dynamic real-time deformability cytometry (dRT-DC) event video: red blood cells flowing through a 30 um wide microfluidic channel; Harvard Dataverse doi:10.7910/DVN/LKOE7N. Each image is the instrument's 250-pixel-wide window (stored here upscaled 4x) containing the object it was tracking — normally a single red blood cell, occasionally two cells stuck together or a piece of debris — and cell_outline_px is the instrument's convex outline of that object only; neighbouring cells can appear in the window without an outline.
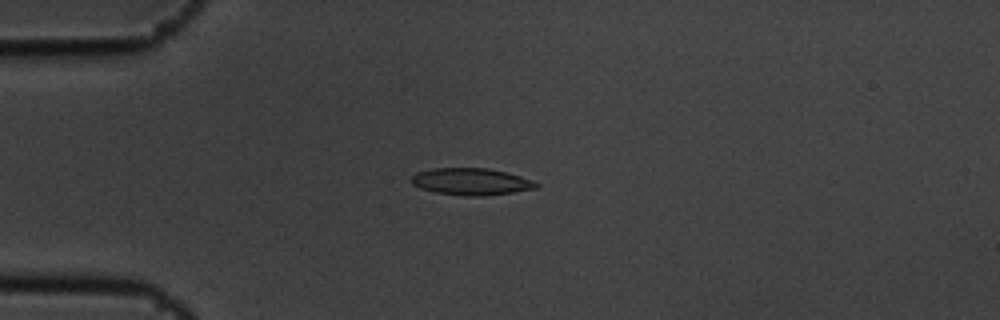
{"species": "common noctule bat (a hibernating species)", "species_latin": "Nyctalus noctula", "temperature_condition": "cold", "stored_images_in_passage": 9, "camera_frame_rate_fps": 3000, "um_per_image_px": 0.085, "animal": {"sex": "male", "body_mass_g": 19.5, "forearm_length_mm": 54.6}, "frame": {"image": 1, "passage_image": 3, "time_ms": 0.667, "image_size_px": [1000, 320], "cell_outline_px": [[540, 184], [536, 188], [512, 192], [484, 196], [464, 196], [436, 192], [420, 188], [412, 184], [408, 180], [416, 172], [432, 168], [488, 168], [508, 172], [532, 180]], "centroid_in_image_um": [40.02, 15.43], "position_along_channel_um": 45.0, "area_um2": 19.71}}
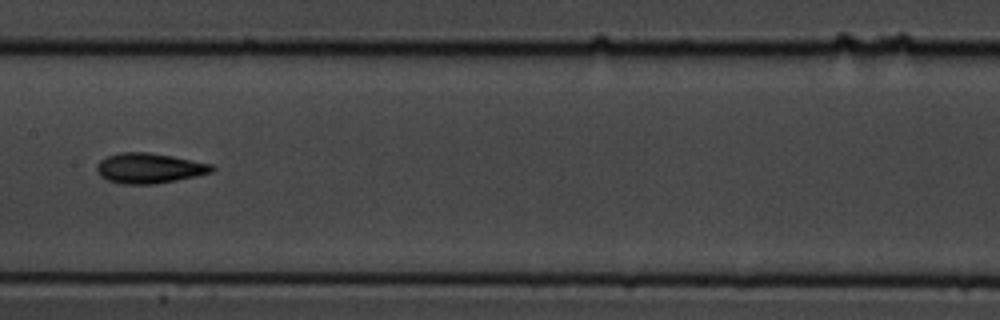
{"frame": {"image": 2, "passage_image": 7, "time_ms": 2.0, "image_size_px": [1000, 320], "cell_outline_px": [[216, 168], [212, 172], [196, 176], [176, 180], [152, 184], [120, 184], [108, 180], [100, 176], [96, 168], [96, 164], [100, 160], [108, 156], [120, 152], [148, 152], [172, 156], [212, 164]], "centroid_in_image_um": [12.67, 14.29], "position_along_channel_um": 194.7, "area_um2": 20.23}}
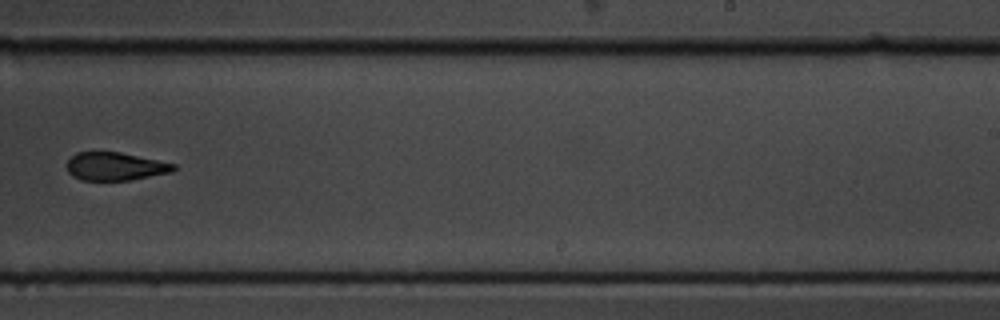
{"frame": {"image": 3, "passage_image": 9, "time_ms": 2.667, "image_size_px": [1000, 320], "cell_outline_px": [[176, 168], [172, 172], [132, 180], [80, 180], [72, 176], [68, 172], [68, 160], [76, 152], [120, 152], [176, 164]], "centroid_in_image_um": [9.8, 14.15], "position_along_channel_um": 279.2, "area_um2": 17.46}}